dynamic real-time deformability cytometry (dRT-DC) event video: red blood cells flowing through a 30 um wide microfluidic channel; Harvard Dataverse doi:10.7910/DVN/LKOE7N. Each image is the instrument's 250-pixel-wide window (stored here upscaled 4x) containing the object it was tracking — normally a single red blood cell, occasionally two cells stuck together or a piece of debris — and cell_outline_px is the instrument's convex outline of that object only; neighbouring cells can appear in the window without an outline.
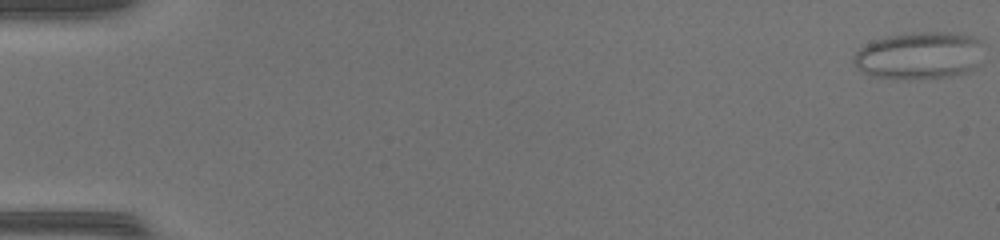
{"species": "common noctule bat (a hibernating species)", "species_latin": "Nyctalus noctula", "temperature_condition": "warm", "stored_images_in_passage": 50, "camera_frame_rate_fps": 3000, "um_per_image_px": 0.085, "animal": {"sex": "female", "body_mass_g": 17.0, "forearm_length_mm": 48.0}, "frame": {"image": 1, "passage_image": 1, "time_ms": 0.0, "image_size_px": [1000, 240], "cell_outline_px": [[984, 44], [976, 68], [972, 72], [948, 76], [908, 80], [896, 80], [872, 76], [864, 72], [852, 60], [852, 56], [860, 48], [876, 40], [888, 36], [920, 32], [956, 32], [972, 36], [980, 40]], "centroid_in_image_um": [78.19, 4.73], "position_along_channel_um": 6.8, "area_um2": 36.18}}
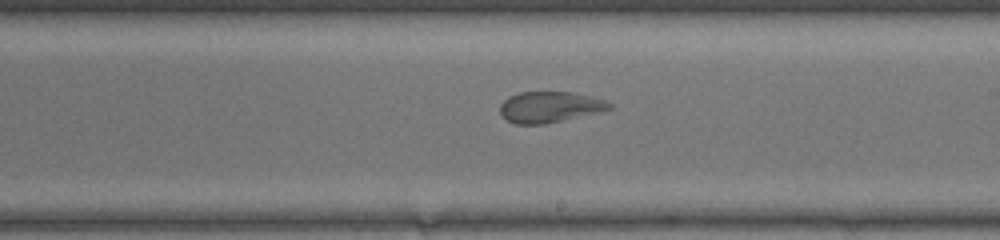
{"frame": {"image": 2, "passage_image": 30, "time_ms": 9.667, "image_size_px": [1000, 240], "cell_outline_px": [[612, 108], [600, 112], [544, 124], [512, 124], [500, 112], [500, 104], [508, 96], [520, 92], [572, 92], [592, 96], [604, 100], [612, 104]], "centroid_in_image_um": [46.72, 9.09], "position_along_channel_um": 242.3, "area_um2": 19.71}}
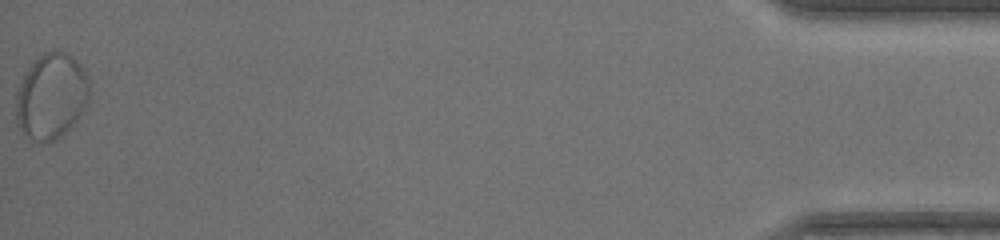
{"frame": {"image": 3, "passage_image": 50, "time_ms": 16.333, "image_size_px": [1000, 240], "cell_outline_px": [[88, 100], [80, 116], [56, 140], [32, 140], [16, 124], [16, 96], [20, 84], [28, 68], [44, 52], [56, 48], [68, 52], [80, 64], [88, 76]], "centroid_in_image_um": [4.36, 8.13], "position_along_channel_um": 430.8, "area_um2": 36.3}}